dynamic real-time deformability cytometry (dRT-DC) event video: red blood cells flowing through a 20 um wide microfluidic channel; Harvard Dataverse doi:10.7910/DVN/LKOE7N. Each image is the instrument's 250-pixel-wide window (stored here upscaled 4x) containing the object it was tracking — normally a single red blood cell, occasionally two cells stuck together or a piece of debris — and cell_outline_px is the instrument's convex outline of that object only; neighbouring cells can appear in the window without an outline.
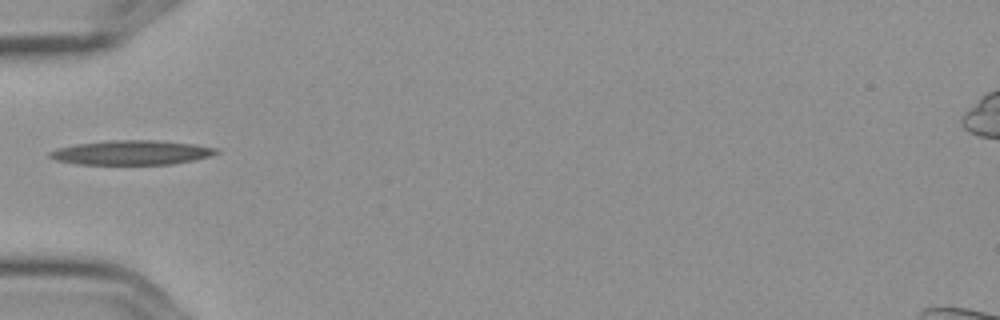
{"species": "Egyptian fruit bat (a non-hibernating species)", "species_latin": "Rousettus aegyptiacus", "temperature_condition": "cold", "stored_images_in_passage": 1, "camera_frame_rate_fps": 3000, "um_per_image_px": 0.085, "frame": {"image": 1, "passage_image": 1, "time_ms": 0.0, "image_size_px": [1000, 320], "cell_outline_px": [[220, 152], [208, 156], [192, 160], [172, 164], [76, 164], [56, 160], [48, 156], [48, 152], [56, 148], [76, 144], [108, 140], [156, 140], [192, 144], [216, 148]], "centroid_in_image_um": [11.12, 12.96], "position_along_channel_um": 73.9, "area_um2": 23.58}}